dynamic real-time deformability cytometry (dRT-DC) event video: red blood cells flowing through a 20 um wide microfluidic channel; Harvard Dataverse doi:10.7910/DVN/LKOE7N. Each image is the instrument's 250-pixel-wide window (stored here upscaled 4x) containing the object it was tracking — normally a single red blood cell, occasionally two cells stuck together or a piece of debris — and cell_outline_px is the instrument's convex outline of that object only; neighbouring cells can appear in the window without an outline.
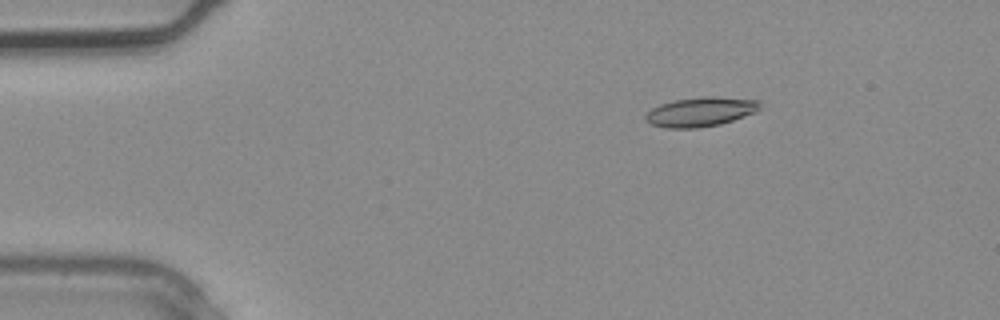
{"species": "common noctule bat (a hibernating species)", "species_latin": "Nyctalus noctula", "temperature_condition": "warm", "stored_images_in_passage": 3, "camera_frame_rate_fps": 3000, "um_per_image_px": 0.085, "animal": {"sex": "male", "body_mass_g": 20.4}, "frame": {"image": 1, "passage_image": 2, "time_ms": 0.333, "image_size_px": [1000, 320], "cell_outline_px": [[760, 108], [756, 112], [720, 124], [696, 128], [664, 128], [652, 124], [644, 116], [652, 108], [660, 104], [676, 100], [700, 96], [712, 96], [760, 100]], "centroid_in_image_um": [59.56, 9.49], "position_along_channel_um": 25.4, "area_um2": 19.48}}